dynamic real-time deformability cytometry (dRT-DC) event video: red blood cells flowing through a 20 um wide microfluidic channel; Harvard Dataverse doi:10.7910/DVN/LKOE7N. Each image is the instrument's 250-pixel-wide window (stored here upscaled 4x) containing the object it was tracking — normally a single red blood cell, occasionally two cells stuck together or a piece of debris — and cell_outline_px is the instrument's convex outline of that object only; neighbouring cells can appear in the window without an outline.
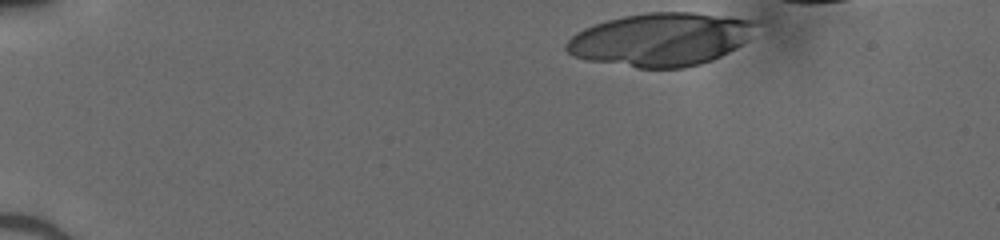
{"species": "human", "species_latin": "Homo sapiens", "temperature_condition": "cold", "stored_images_in_passage": 36, "segment_of_instrument_passage": [1, 2], "camera_frame_rate_fps": 3000, "um_per_image_px": 0.085, "donor": {"sex": "male"}, "frame": {"image": 1, "passage_image": 1, "time_ms": 0.0, "image_size_px": [1000, 240], "cell_outline_px": [[756, 24], [744, 40], [736, 48], [712, 60], [700, 64], [684, 68], [636, 68], [588, 60], [572, 56], [564, 48], [564, 44], [576, 32], [584, 28], [608, 20], [624, 16], [648, 12], [692, 12], [728, 16], [756, 20]], "centroid_in_image_um": [56.11, 3.35], "position_along_channel_um": 28.9, "area_um2": 58.38}}